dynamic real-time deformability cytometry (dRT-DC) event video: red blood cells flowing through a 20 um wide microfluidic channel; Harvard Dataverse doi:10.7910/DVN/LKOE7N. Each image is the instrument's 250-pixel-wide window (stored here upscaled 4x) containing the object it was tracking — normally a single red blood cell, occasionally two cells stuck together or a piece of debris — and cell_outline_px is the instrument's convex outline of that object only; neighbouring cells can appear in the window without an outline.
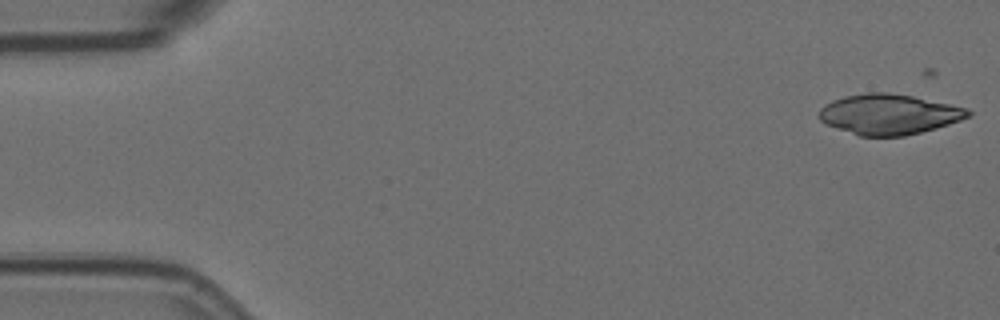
{"species": "Egyptian fruit bat (a non-hibernating species)", "species_latin": "Rousettus aegyptiacus", "temperature_condition": "room temperature", "stored_images_in_passage": 17, "camera_frame_rate_fps": 3000, "um_per_image_px": 0.085, "animal": {"sex": "female"}, "frame": {"image": 1, "passage_image": 3, "time_ms": 0.667, "image_size_px": [1000, 320], "cell_outline_px": [[972, 116], [936, 128], [904, 136], [860, 136], [836, 128], [820, 120], [820, 108], [824, 104], [832, 100], [844, 96], [868, 92], [888, 92], [912, 96], [968, 108], [972, 112]], "centroid_in_image_um": [75.57, 9.71], "position_along_channel_um": 9.4, "area_um2": 34.91}}